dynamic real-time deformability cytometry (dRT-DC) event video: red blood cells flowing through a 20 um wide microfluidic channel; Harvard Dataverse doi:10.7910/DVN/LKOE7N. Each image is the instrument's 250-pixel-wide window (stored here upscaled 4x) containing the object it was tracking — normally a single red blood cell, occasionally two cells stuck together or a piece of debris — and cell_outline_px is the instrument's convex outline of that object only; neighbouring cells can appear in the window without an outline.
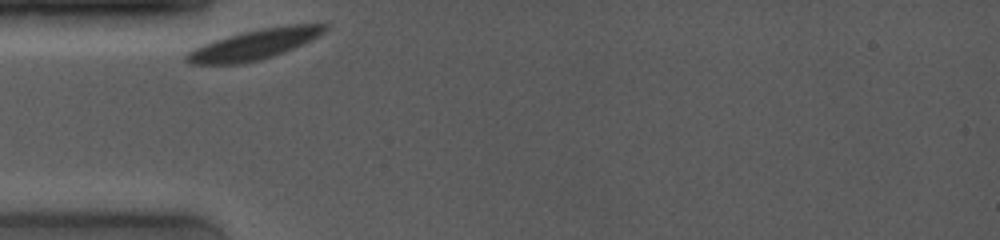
{"species": "common noctule bat (a hibernating species)", "species_latin": "Nyctalus noctula", "temperature_condition": "room temperature", "stored_images_in_passage": 17, "camera_frame_rate_fps": 4000, "um_per_image_px": 0.085, "animal": {"sex": "female", "body_mass_g": 19.0, "forearm_length_mm": 53.3}, "frame": {"image": 1, "passage_image": 1, "time_ms": 0.0, "image_size_px": [1000, 240], "cell_outline_px": [[328, 28], [324, 32], [312, 40], [284, 52], [260, 60], [240, 64], [192, 64], [184, 60], [184, 56], [188, 52], [204, 44], [228, 36], [244, 32], [264, 28], [288, 24], [328, 24]], "centroid_in_image_um": [21.65, 3.78], "position_along_channel_um": 63.4, "area_um2": 23.99}}
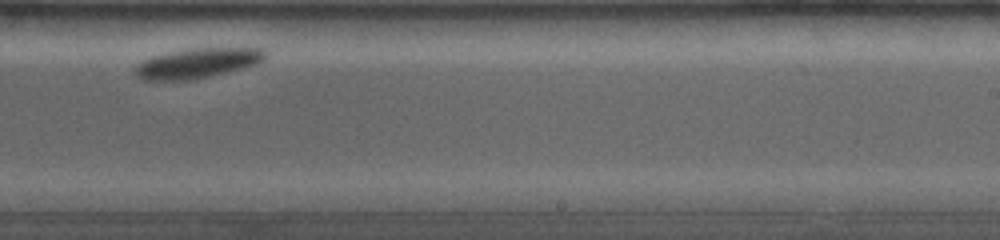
{"frame": {"image": 2, "passage_image": 12, "time_ms": 6.0, "image_size_px": [1000, 240], "cell_outline_px": [[268, 56], [264, 60], [256, 64], [244, 68], [196, 80], [140, 80], [136, 76], [136, 64], [152, 56], [168, 52], [188, 48], [264, 48], [268, 52]], "centroid_in_image_um": [16.82, 5.37], "position_along_channel_um": 272.2, "area_um2": 23.06}}
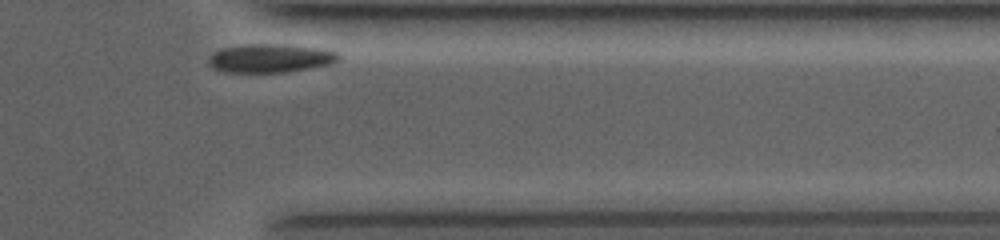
{"frame": {"image": 3, "passage_image": 17, "time_ms": 9.25, "image_size_px": [1000, 240], "cell_outline_px": [[340, 60], [328, 64], [308, 68], [284, 72], [224, 72], [216, 68], [208, 60], [216, 52], [224, 48], [252, 44], [284, 44], [324, 48], [336, 52], [340, 56]], "centroid_in_image_um": [23.07, 4.94], "position_along_channel_um": 388.3, "area_um2": 21.21}, "authors_computed_cell_mechanics": {"area_um2": 23.987, "velocity_mm_per_s": 3.4996, "shape_relaxation_time_tau1_ms": 0.769, "shape_relaxation_time_tau2_ms": null, "deformation_change_tau1": 0.0441, "deformation_change_tau2": null}}